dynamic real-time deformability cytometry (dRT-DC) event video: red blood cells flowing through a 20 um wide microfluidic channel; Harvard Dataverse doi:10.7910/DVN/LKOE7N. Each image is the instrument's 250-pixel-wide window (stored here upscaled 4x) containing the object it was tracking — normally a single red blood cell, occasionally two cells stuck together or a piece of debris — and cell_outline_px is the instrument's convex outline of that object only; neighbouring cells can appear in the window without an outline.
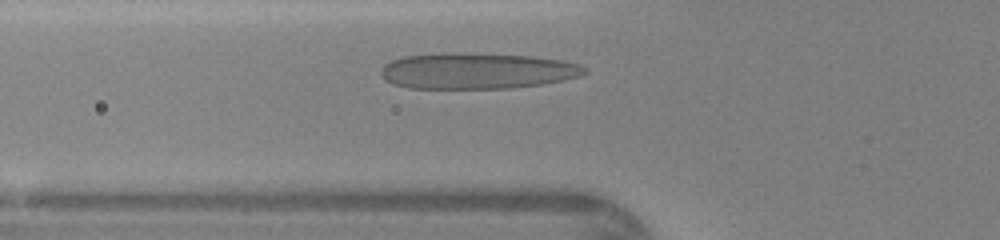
{"species": "human", "species_latin": "Homo sapiens", "temperature_condition": "warm", "stored_images_in_passage": 27, "camera_frame_rate_fps": 3000, "um_per_image_px": 0.085, "donor": {"sex": "female"}, "frame": {"image": 1, "passage_image": 6, "time_ms": 1.667, "image_size_px": [1000, 240], "cell_outline_px": [[588, 72], [580, 76], [544, 84], [512, 88], [408, 88], [392, 84], [384, 80], [380, 72], [380, 68], [384, 64], [392, 60], [404, 56], [444, 52], [468, 52], [532, 56], [560, 60], [580, 64]], "centroid_in_image_um": [40.51, 6.01], "position_along_channel_um": 85.3, "area_um2": 43.23}}
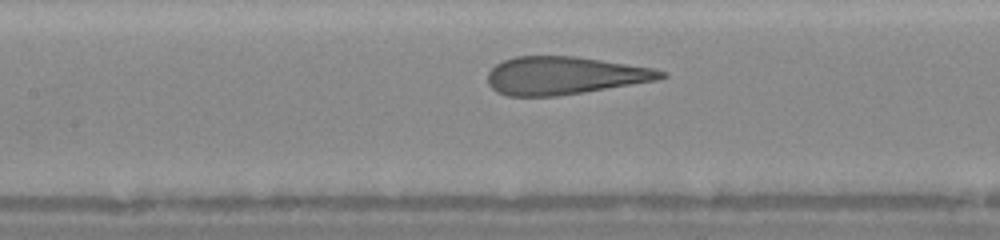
{"frame": {"image": 2, "passage_image": 11, "time_ms": 3.333, "image_size_px": [1000, 240], "cell_outline_px": [[668, 76], [656, 80], [580, 92], [552, 96], [508, 96], [496, 92], [488, 84], [488, 72], [496, 64], [504, 60], [516, 56], [576, 56], [652, 68], [664, 72]], "centroid_in_image_um": [47.91, 6.41], "position_along_channel_um": 159.5, "area_um2": 37.69}}
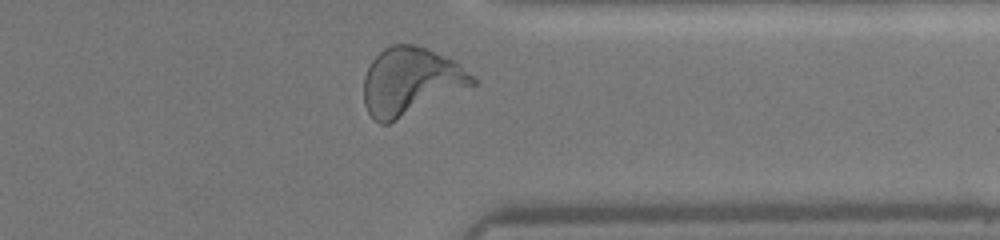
{"frame": {"image": 3, "passage_image": 26, "time_ms": 8.333, "image_size_px": [1000, 240], "cell_outline_px": [[476, 84], [388, 124], [380, 124], [368, 112], [364, 104], [364, 76], [372, 60], [384, 48], [392, 44], [412, 44], [428, 48], [452, 60], [472, 76], [476, 80]], "centroid_in_image_um": [34.86, 6.91], "position_along_channel_um": 376.5, "area_um2": 42.25}}